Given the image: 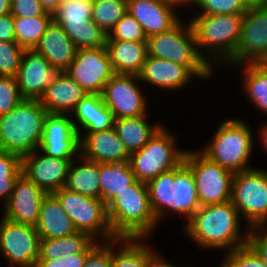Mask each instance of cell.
<instances>
[{
    "label": "cell",
    "mask_w": 267,
    "mask_h": 267,
    "mask_svg": "<svg viewBox=\"0 0 267 267\" xmlns=\"http://www.w3.org/2000/svg\"><path fill=\"white\" fill-rule=\"evenodd\" d=\"M139 80L138 75L115 73L105 84L101 95L115 119L148 115L147 99L137 84Z\"/></svg>",
    "instance_id": "obj_15"
},
{
    "label": "cell",
    "mask_w": 267,
    "mask_h": 267,
    "mask_svg": "<svg viewBox=\"0 0 267 267\" xmlns=\"http://www.w3.org/2000/svg\"><path fill=\"white\" fill-rule=\"evenodd\" d=\"M147 36L139 22L128 12L117 22L106 40L147 42Z\"/></svg>",
    "instance_id": "obj_40"
},
{
    "label": "cell",
    "mask_w": 267,
    "mask_h": 267,
    "mask_svg": "<svg viewBox=\"0 0 267 267\" xmlns=\"http://www.w3.org/2000/svg\"><path fill=\"white\" fill-rule=\"evenodd\" d=\"M52 20L49 12L34 17L14 16L15 42L24 49H34Z\"/></svg>",
    "instance_id": "obj_35"
},
{
    "label": "cell",
    "mask_w": 267,
    "mask_h": 267,
    "mask_svg": "<svg viewBox=\"0 0 267 267\" xmlns=\"http://www.w3.org/2000/svg\"><path fill=\"white\" fill-rule=\"evenodd\" d=\"M65 73L87 94L99 95L103 93L105 84L115 74L106 46L78 49L75 59Z\"/></svg>",
    "instance_id": "obj_14"
},
{
    "label": "cell",
    "mask_w": 267,
    "mask_h": 267,
    "mask_svg": "<svg viewBox=\"0 0 267 267\" xmlns=\"http://www.w3.org/2000/svg\"><path fill=\"white\" fill-rule=\"evenodd\" d=\"M47 11L39 0H11L10 14L16 17L42 16Z\"/></svg>",
    "instance_id": "obj_46"
},
{
    "label": "cell",
    "mask_w": 267,
    "mask_h": 267,
    "mask_svg": "<svg viewBox=\"0 0 267 267\" xmlns=\"http://www.w3.org/2000/svg\"><path fill=\"white\" fill-rule=\"evenodd\" d=\"M267 57V0H254L244 13L235 54L225 63L230 67L262 63Z\"/></svg>",
    "instance_id": "obj_12"
},
{
    "label": "cell",
    "mask_w": 267,
    "mask_h": 267,
    "mask_svg": "<svg viewBox=\"0 0 267 267\" xmlns=\"http://www.w3.org/2000/svg\"><path fill=\"white\" fill-rule=\"evenodd\" d=\"M53 195L78 231L86 232L95 240L99 236L100 239L103 238L102 241L117 238L109 222L107 205L101 199L84 196L65 187L57 190Z\"/></svg>",
    "instance_id": "obj_8"
},
{
    "label": "cell",
    "mask_w": 267,
    "mask_h": 267,
    "mask_svg": "<svg viewBox=\"0 0 267 267\" xmlns=\"http://www.w3.org/2000/svg\"><path fill=\"white\" fill-rule=\"evenodd\" d=\"M48 112L39 99H24L9 113L0 115V148L24 157L39 148Z\"/></svg>",
    "instance_id": "obj_4"
},
{
    "label": "cell",
    "mask_w": 267,
    "mask_h": 267,
    "mask_svg": "<svg viewBox=\"0 0 267 267\" xmlns=\"http://www.w3.org/2000/svg\"><path fill=\"white\" fill-rule=\"evenodd\" d=\"M248 245L260 256L267 267V225L248 228Z\"/></svg>",
    "instance_id": "obj_45"
},
{
    "label": "cell",
    "mask_w": 267,
    "mask_h": 267,
    "mask_svg": "<svg viewBox=\"0 0 267 267\" xmlns=\"http://www.w3.org/2000/svg\"><path fill=\"white\" fill-rule=\"evenodd\" d=\"M244 70L243 91L244 94L255 104L261 112L267 115V67L262 63H246L235 65ZM244 66V68H243Z\"/></svg>",
    "instance_id": "obj_34"
},
{
    "label": "cell",
    "mask_w": 267,
    "mask_h": 267,
    "mask_svg": "<svg viewBox=\"0 0 267 267\" xmlns=\"http://www.w3.org/2000/svg\"><path fill=\"white\" fill-rule=\"evenodd\" d=\"M262 64L267 67V57L262 61Z\"/></svg>",
    "instance_id": "obj_54"
},
{
    "label": "cell",
    "mask_w": 267,
    "mask_h": 267,
    "mask_svg": "<svg viewBox=\"0 0 267 267\" xmlns=\"http://www.w3.org/2000/svg\"><path fill=\"white\" fill-rule=\"evenodd\" d=\"M93 0H63L52 13L77 49L106 46L107 34L92 20Z\"/></svg>",
    "instance_id": "obj_9"
},
{
    "label": "cell",
    "mask_w": 267,
    "mask_h": 267,
    "mask_svg": "<svg viewBox=\"0 0 267 267\" xmlns=\"http://www.w3.org/2000/svg\"><path fill=\"white\" fill-rule=\"evenodd\" d=\"M148 115L115 119L114 129L129 154L140 150L162 126L149 124Z\"/></svg>",
    "instance_id": "obj_29"
},
{
    "label": "cell",
    "mask_w": 267,
    "mask_h": 267,
    "mask_svg": "<svg viewBox=\"0 0 267 267\" xmlns=\"http://www.w3.org/2000/svg\"><path fill=\"white\" fill-rule=\"evenodd\" d=\"M176 143L172 132L162 125L140 150L130 154L128 162L135 178L147 183L177 167L184 160L186 150L177 148Z\"/></svg>",
    "instance_id": "obj_7"
},
{
    "label": "cell",
    "mask_w": 267,
    "mask_h": 267,
    "mask_svg": "<svg viewBox=\"0 0 267 267\" xmlns=\"http://www.w3.org/2000/svg\"><path fill=\"white\" fill-rule=\"evenodd\" d=\"M199 208L200 203L193 173L183 160L177 167H174V181H171L166 214L169 211L180 214L185 217L186 224Z\"/></svg>",
    "instance_id": "obj_24"
},
{
    "label": "cell",
    "mask_w": 267,
    "mask_h": 267,
    "mask_svg": "<svg viewBox=\"0 0 267 267\" xmlns=\"http://www.w3.org/2000/svg\"><path fill=\"white\" fill-rule=\"evenodd\" d=\"M24 98L21 96L16 77L0 76V115L9 113Z\"/></svg>",
    "instance_id": "obj_43"
},
{
    "label": "cell",
    "mask_w": 267,
    "mask_h": 267,
    "mask_svg": "<svg viewBox=\"0 0 267 267\" xmlns=\"http://www.w3.org/2000/svg\"><path fill=\"white\" fill-rule=\"evenodd\" d=\"M24 50L16 42L0 41V76H17Z\"/></svg>",
    "instance_id": "obj_41"
},
{
    "label": "cell",
    "mask_w": 267,
    "mask_h": 267,
    "mask_svg": "<svg viewBox=\"0 0 267 267\" xmlns=\"http://www.w3.org/2000/svg\"><path fill=\"white\" fill-rule=\"evenodd\" d=\"M254 0H194L204 15L212 14H244Z\"/></svg>",
    "instance_id": "obj_39"
},
{
    "label": "cell",
    "mask_w": 267,
    "mask_h": 267,
    "mask_svg": "<svg viewBox=\"0 0 267 267\" xmlns=\"http://www.w3.org/2000/svg\"><path fill=\"white\" fill-rule=\"evenodd\" d=\"M72 161L73 159L50 157L36 149L22 157V174L46 194H53L65 187Z\"/></svg>",
    "instance_id": "obj_17"
},
{
    "label": "cell",
    "mask_w": 267,
    "mask_h": 267,
    "mask_svg": "<svg viewBox=\"0 0 267 267\" xmlns=\"http://www.w3.org/2000/svg\"><path fill=\"white\" fill-rule=\"evenodd\" d=\"M35 228L41 239L65 237L78 232L73 221L53 194H47L43 198Z\"/></svg>",
    "instance_id": "obj_27"
},
{
    "label": "cell",
    "mask_w": 267,
    "mask_h": 267,
    "mask_svg": "<svg viewBox=\"0 0 267 267\" xmlns=\"http://www.w3.org/2000/svg\"><path fill=\"white\" fill-rule=\"evenodd\" d=\"M194 151L186 150L184 162L193 173L200 206L230 201L234 173Z\"/></svg>",
    "instance_id": "obj_11"
},
{
    "label": "cell",
    "mask_w": 267,
    "mask_h": 267,
    "mask_svg": "<svg viewBox=\"0 0 267 267\" xmlns=\"http://www.w3.org/2000/svg\"><path fill=\"white\" fill-rule=\"evenodd\" d=\"M0 41L15 42L14 16L11 14L0 16Z\"/></svg>",
    "instance_id": "obj_48"
},
{
    "label": "cell",
    "mask_w": 267,
    "mask_h": 267,
    "mask_svg": "<svg viewBox=\"0 0 267 267\" xmlns=\"http://www.w3.org/2000/svg\"><path fill=\"white\" fill-rule=\"evenodd\" d=\"M100 242L87 254L84 267H110L112 240Z\"/></svg>",
    "instance_id": "obj_44"
},
{
    "label": "cell",
    "mask_w": 267,
    "mask_h": 267,
    "mask_svg": "<svg viewBox=\"0 0 267 267\" xmlns=\"http://www.w3.org/2000/svg\"><path fill=\"white\" fill-rule=\"evenodd\" d=\"M219 267H266L260 256L249 246L226 252Z\"/></svg>",
    "instance_id": "obj_42"
},
{
    "label": "cell",
    "mask_w": 267,
    "mask_h": 267,
    "mask_svg": "<svg viewBox=\"0 0 267 267\" xmlns=\"http://www.w3.org/2000/svg\"><path fill=\"white\" fill-rule=\"evenodd\" d=\"M2 219V220H1ZM0 219V253L11 267H37L41 238L34 226Z\"/></svg>",
    "instance_id": "obj_13"
},
{
    "label": "cell",
    "mask_w": 267,
    "mask_h": 267,
    "mask_svg": "<svg viewBox=\"0 0 267 267\" xmlns=\"http://www.w3.org/2000/svg\"><path fill=\"white\" fill-rule=\"evenodd\" d=\"M11 0H0V16L10 14Z\"/></svg>",
    "instance_id": "obj_53"
},
{
    "label": "cell",
    "mask_w": 267,
    "mask_h": 267,
    "mask_svg": "<svg viewBox=\"0 0 267 267\" xmlns=\"http://www.w3.org/2000/svg\"><path fill=\"white\" fill-rule=\"evenodd\" d=\"M86 95L85 90L70 76L59 72L39 101L48 113L70 114Z\"/></svg>",
    "instance_id": "obj_25"
},
{
    "label": "cell",
    "mask_w": 267,
    "mask_h": 267,
    "mask_svg": "<svg viewBox=\"0 0 267 267\" xmlns=\"http://www.w3.org/2000/svg\"><path fill=\"white\" fill-rule=\"evenodd\" d=\"M38 149L54 158L75 159L80 155V135L70 114H47Z\"/></svg>",
    "instance_id": "obj_16"
},
{
    "label": "cell",
    "mask_w": 267,
    "mask_h": 267,
    "mask_svg": "<svg viewBox=\"0 0 267 267\" xmlns=\"http://www.w3.org/2000/svg\"><path fill=\"white\" fill-rule=\"evenodd\" d=\"M39 1L42 4L43 8L47 12L52 14L63 0H39Z\"/></svg>",
    "instance_id": "obj_50"
},
{
    "label": "cell",
    "mask_w": 267,
    "mask_h": 267,
    "mask_svg": "<svg viewBox=\"0 0 267 267\" xmlns=\"http://www.w3.org/2000/svg\"><path fill=\"white\" fill-rule=\"evenodd\" d=\"M164 256L162 254L156 253L154 251L147 259V264L145 267H176L172 265L170 262L164 260Z\"/></svg>",
    "instance_id": "obj_49"
},
{
    "label": "cell",
    "mask_w": 267,
    "mask_h": 267,
    "mask_svg": "<svg viewBox=\"0 0 267 267\" xmlns=\"http://www.w3.org/2000/svg\"><path fill=\"white\" fill-rule=\"evenodd\" d=\"M138 76L143 83L164 90H181L191 82L192 77H197L188 66L149 55Z\"/></svg>",
    "instance_id": "obj_22"
},
{
    "label": "cell",
    "mask_w": 267,
    "mask_h": 267,
    "mask_svg": "<svg viewBox=\"0 0 267 267\" xmlns=\"http://www.w3.org/2000/svg\"><path fill=\"white\" fill-rule=\"evenodd\" d=\"M107 214L117 238H150L157 229L147 184L137 179L107 204Z\"/></svg>",
    "instance_id": "obj_2"
},
{
    "label": "cell",
    "mask_w": 267,
    "mask_h": 267,
    "mask_svg": "<svg viewBox=\"0 0 267 267\" xmlns=\"http://www.w3.org/2000/svg\"><path fill=\"white\" fill-rule=\"evenodd\" d=\"M59 71L34 49H25L16 76L24 99H40Z\"/></svg>",
    "instance_id": "obj_19"
},
{
    "label": "cell",
    "mask_w": 267,
    "mask_h": 267,
    "mask_svg": "<svg viewBox=\"0 0 267 267\" xmlns=\"http://www.w3.org/2000/svg\"><path fill=\"white\" fill-rule=\"evenodd\" d=\"M175 9L159 0H127V12L139 22L147 38L169 31L181 20Z\"/></svg>",
    "instance_id": "obj_21"
},
{
    "label": "cell",
    "mask_w": 267,
    "mask_h": 267,
    "mask_svg": "<svg viewBox=\"0 0 267 267\" xmlns=\"http://www.w3.org/2000/svg\"><path fill=\"white\" fill-rule=\"evenodd\" d=\"M70 115L73 116L71 119L79 135H81V129L83 133H95L114 127V114L99 94L86 95Z\"/></svg>",
    "instance_id": "obj_26"
},
{
    "label": "cell",
    "mask_w": 267,
    "mask_h": 267,
    "mask_svg": "<svg viewBox=\"0 0 267 267\" xmlns=\"http://www.w3.org/2000/svg\"><path fill=\"white\" fill-rule=\"evenodd\" d=\"M259 136H260V142H261V145L262 148H264L267 152V122L265 124H263L262 128H261V131H259Z\"/></svg>",
    "instance_id": "obj_52"
},
{
    "label": "cell",
    "mask_w": 267,
    "mask_h": 267,
    "mask_svg": "<svg viewBox=\"0 0 267 267\" xmlns=\"http://www.w3.org/2000/svg\"><path fill=\"white\" fill-rule=\"evenodd\" d=\"M80 157L98 163L128 162L130 154L114 128L80 135Z\"/></svg>",
    "instance_id": "obj_20"
},
{
    "label": "cell",
    "mask_w": 267,
    "mask_h": 267,
    "mask_svg": "<svg viewBox=\"0 0 267 267\" xmlns=\"http://www.w3.org/2000/svg\"><path fill=\"white\" fill-rule=\"evenodd\" d=\"M243 17L244 14H196L190 19L198 52L214 69L235 54Z\"/></svg>",
    "instance_id": "obj_3"
},
{
    "label": "cell",
    "mask_w": 267,
    "mask_h": 267,
    "mask_svg": "<svg viewBox=\"0 0 267 267\" xmlns=\"http://www.w3.org/2000/svg\"><path fill=\"white\" fill-rule=\"evenodd\" d=\"M88 253H78L56 259H39L37 267H84Z\"/></svg>",
    "instance_id": "obj_47"
},
{
    "label": "cell",
    "mask_w": 267,
    "mask_h": 267,
    "mask_svg": "<svg viewBox=\"0 0 267 267\" xmlns=\"http://www.w3.org/2000/svg\"><path fill=\"white\" fill-rule=\"evenodd\" d=\"M127 13V0H93L92 20L107 34Z\"/></svg>",
    "instance_id": "obj_37"
},
{
    "label": "cell",
    "mask_w": 267,
    "mask_h": 267,
    "mask_svg": "<svg viewBox=\"0 0 267 267\" xmlns=\"http://www.w3.org/2000/svg\"><path fill=\"white\" fill-rule=\"evenodd\" d=\"M106 48L114 73L140 74L148 55L147 42L106 40Z\"/></svg>",
    "instance_id": "obj_28"
},
{
    "label": "cell",
    "mask_w": 267,
    "mask_h": 267,
    "mask_svg": "<svg viewBox=\"0 0 267 267\" xmlns=\"http://www.w3.org/2000/svg\"><path fill=\"white\" fill-rule=\"evenodd\" d=\"M146 241L148 238L113 239L110 267H145L148 257L154 252Z\"/></svg>",
    "instance_id": "obj_32"
},
{
    "label": "cell",
    "mask_w": 267,
    "mask_h": 267,
    "mask_svg": "<svg viewBox=\"0 0 267 267\" xmlns=\"http://www.w3.org/2000/svg\"><path fill=\"white\" fill-rule=\"evenodd\" d=\"M22 174V157L17 154L2 152L0 154V200L7 204L16 180Z\"/></svg>",
    "instance_id": "obj_38"
},
{
    "label": "cell",
    "mask_w": 267,
    "mask_h": 267,
    "mask_svg": "<svg viewBox=\"0 0 267 267\" xmlns=\"http://www.w3.org/2000/svg\"><path fill=\"white\" fill-rule=\"evenodd\" d=\"M160 2H164L166 4L172 5L177 8L185 4V6L193 5L194 0H159Z\"/></svg>",
    "instance_id": "obj_51"
},
{
    "label": "cell",
    "mask_w": 267,
    "mask_h": 267,
    "mask_svg": "<svg viewBox=\"0 0 267 267\" xmlns=\"http://www.w3.org/2000/svg\"><path fill=\"white\" fill-rule=\"evenodd\" d=\"M100 199L107 204L135 180L129 162L100 163Z\"/></svg>",
    "instance_id": "obj_33"
},
{
    "label": "cell",
    "mask_w": 267,
    "mask_h": 267,
    "mask_svg": "<svg viewBox=\"0 0 267 267\" xmlns=\"http://www.w3.org/2000/svg\"><path fill=\"white\" fill-rule=\"evenodd\" d=\"M217 128L210 143L200 151L213 162L233 173L252 169L253 132L247 121L227 118Z\"/></svg>",
    "instance_id": "obj_5"
},
{
    "label": "cell",
    "mask_w": 267,
    "mask_h": 267,
    "mask_svg": "<svg viewBox=\"0 0 267 267\" xmlns=\"http://www.w3.org/2000/svg\"><path fill=\"white\" fill-rule=\"evenodd\" d=\"M187 23L179 21L169 31L148 37V55L188 66L199 79L210 78L215 69L199 54L193 26Z\"/></svg>",
    "instance_id": "obj_6"
},
{
    "label": "cell",
    "mask_w": 267,
    "mask_h": 267,
    "mask_svg": "<svg viewBox=\"0 0 267 267\" xmlns=\"http://www.w3.org/2000/svg\"><path fill=\"white\" fill-rule=\"evenodd\" d=\"M240 215L231 201L200 206L184 224V233L199 247L227 252L248 245V231L240 230Z\"/></svg>",
    "instance_id": "obj_1"
},
{
    "label": "cell",
    "mask_w": 267,
    "mask_h": 267,
    "mask_svg": "<svg viewBox=\"0 0 267 267\" xmlns=\"http://www.w3.org/2000/svg\"><path fill=\"white\" fill-rule=\"evenodd\" d=\"M230 201L249 228L267 225V170L234 173Z\"/></svg>",
    "instance_id": "obj_10"
},
{
    "label": "cell",
    "mask_w": 267,
    "mask_h": 267,
    "mask_svg": "<svg viewBox=\"0 0 267 267\" xmlns=\"http://www.w3.org/2000/svg\"><path fill=\"white\" fill-rule=\"evenodd\" d=\"M73 159L65 188L78 194L100 199V163L81 157L79 164ZM76 163V164H75Z\"/></svg>",
    "instance_id": "obj_30"
},
{
    "label": "cell",
    "mask_w": 267,
    "mask_h": 267,
    "mask_svg": "<svg viewBox=\"0 0 267 267\" xmlns=\"http://www.w3.org/2000/svg\"><path fill=\"white\" fill-rule=\"evenodd\" d=\"M47 194L35 183L21 174L15 182L13 192L3 207V217L20 224L36 226L43 198Z\"/></svg>",
    "instance_id": "obj_18"
},
{
    "label": "cell",
    "mask_w": 267,
    "mask_h": 267,
    "mask_svg": "<svg viewBox=\"0 0 267 267\" xmlns=\"http://www.w3.org/2000/svg\"><path fill=\"white\" fill-rule=\"evenodd\" d=\"M171 181H174V168L165 171L147 182L150 207L157 222L166 216V204H169Z\"/></svg>",
    "instance_id": "obj_36"
},
{
    "label": "cell",
    "mask_w": 267,
    "mask_h": 267,
    "mask_svg": "<svg viewBox=\"0 0 267 267\" xmlns=\"http://www.w3.org/2000/svg\"><path fill=\"white\" fill-rule=\"evenodd\" d=\"M98 242L86 232L72 235L41 239L39 259H56L78 253H89Z\"/></svg>",
    "instance_id": "obj_31"
},
{
    "label": "cell",
    "mask_w": 267,
    "mask_h": 267,
    "mask_svg": "<svg viewBox=\"0 0 267 267\" xmlns=\"http://www.w3.org/2000/svg\"><path fill=\"white\" fill-rule=\"evenodd\" d=\"M34 50L43 55L53 68L65 72L78 49L61 25L52 20Z\"/></svg>",
    "instance_id": "obj_23"
}]
</instances>
